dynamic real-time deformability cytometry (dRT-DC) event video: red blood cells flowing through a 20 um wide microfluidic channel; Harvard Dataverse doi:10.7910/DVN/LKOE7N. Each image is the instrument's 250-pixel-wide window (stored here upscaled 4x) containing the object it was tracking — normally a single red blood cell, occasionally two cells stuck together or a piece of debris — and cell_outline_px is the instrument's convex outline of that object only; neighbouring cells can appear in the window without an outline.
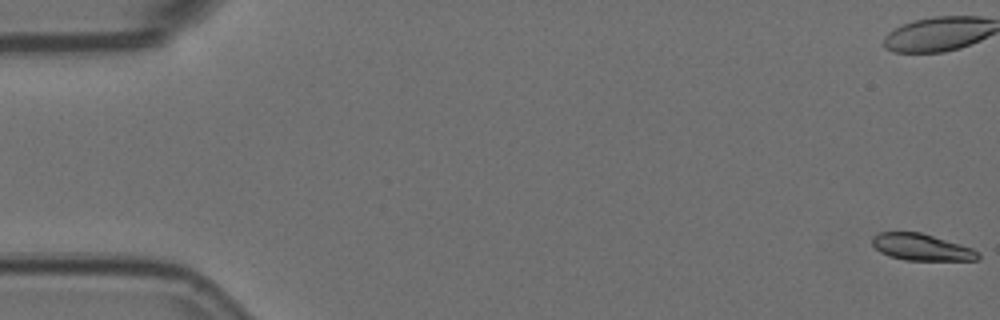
{"species": "Egyptian fruit bat (a non-hibernating species)", "species_latin": "Rousettus aegyptiacus", "temperature_condition": "room temperature", "stored_images_in_passage": 58, "camera_frame_rate_fps": 3000, "um_per_image_px": 0.085, "animal": {"sex": "female"}, "frame": {"image": 1, "passage_image": 1, "time_ms": 0.0, "image_size_px": [1000, 320], "cell_outline_px": [[980, 260], [904, 260], [880, 252], [872, 244], [872, 236], [880, 232], [920, 232], [960, 244], [972, 248], [980, 252]], "centroid_in_image_um": [78.35, 21.01], "position_along_channel_um": 6.7, "area_um2": 16.36}}
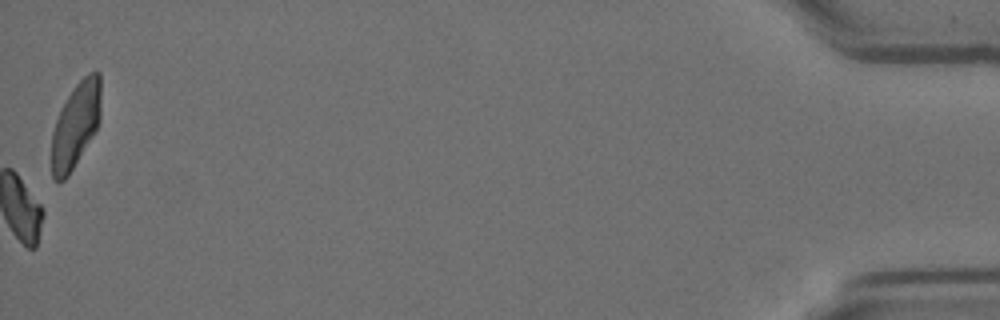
{"frame": {"image": 2, "passage_image": 58, "time_ms": 19.0, "image_size_px": [1000, 320], "cell_outline_px": [[100, 120], [96, 132], [68, 176], [64, 180], [56, 180], [52, 176], [52, 132], [56, 120], [68, 96], [76, 84], [88, 72], [100, 72]], "centroid_in_image_um": [6.45, 10.63], "position_along_channel_um": 428.7, "area_um2": 24.28}, "authors_computed_cell_mechanics": {"area_um2": 18.0047, "velocity_mm_per_s": 3.5863, "shape_relaxation_time_tau1_ms": 6.4224, "shape_relaxation_time_tau2_ms": null, "deformation_change_tau1": 0.1731, "deformation_change_tau2": null}}